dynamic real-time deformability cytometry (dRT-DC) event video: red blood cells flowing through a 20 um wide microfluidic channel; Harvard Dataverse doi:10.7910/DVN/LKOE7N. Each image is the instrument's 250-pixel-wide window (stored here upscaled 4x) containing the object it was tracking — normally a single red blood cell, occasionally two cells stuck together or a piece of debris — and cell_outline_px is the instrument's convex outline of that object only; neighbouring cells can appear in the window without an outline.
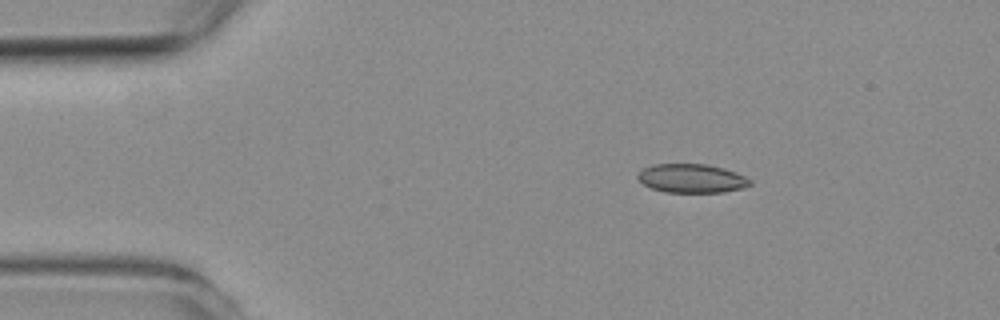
{"species": "common noctule bat (a hibernating species)", "species_latin": "Nyctalus noctula", "temperature_condition": "room temperature", "stored_images_in_passage": 4, "camera_frame_rate_fps": 3000, "um_per_image_px": 0.085, "animal": {"sex": "female", "body_mass_g": 19.3, "forearm_length_mm": 54.1}, "frame": {"image": 1, "passage_image": 3, "time_ms": 2.333, "image_size_px": [1000, 320], "cell_outline_px": [[752, 184], [744, 188], [724, 192], [664, 192], [652, 188], [644, 184], [636, 176], [644, 168], [656, 164], [704, 164], [724, 168], [736, 172], [752, 180]], "centroid_in_image_um": [58.84, 15.17], "position_along_channel_um": 26.2, "area_um2": 18.79}}